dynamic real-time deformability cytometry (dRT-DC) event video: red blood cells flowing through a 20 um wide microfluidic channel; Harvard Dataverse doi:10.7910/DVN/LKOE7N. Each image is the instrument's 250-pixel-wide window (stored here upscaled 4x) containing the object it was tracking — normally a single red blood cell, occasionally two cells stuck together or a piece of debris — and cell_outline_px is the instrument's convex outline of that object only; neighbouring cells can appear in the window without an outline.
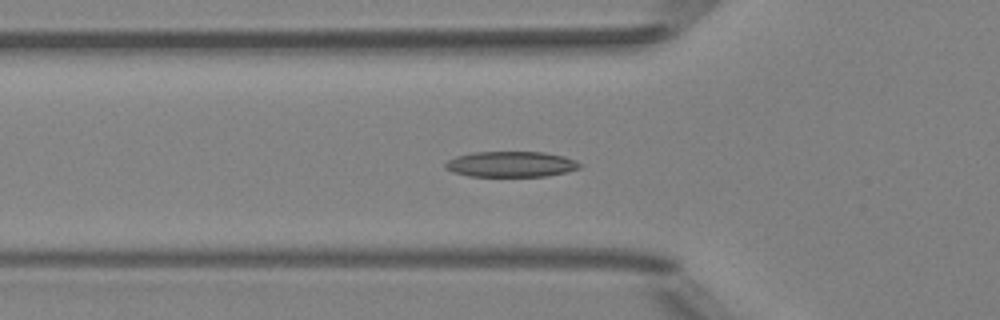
{"species": "Egyptian fruit bat (a non-hibernating species)", "species_latin": "Rousettus aegyptiacus", "temperature_condition": "room temperature", "stored_images_in_passage": 52, "camera_frame_rate_fps": 3000, "um_per_image_px": 0.085, "animal": {"sex": "female"}, "frame": {"image": 1, "passage_image": 18, "time_ms": 5.667, "image_size_px": [1000, 320], "cell_outline_px": [[584, 164], [580, 168], [568, 172], [544, 176], [468, 176], [452, 172], [444, 168], [444, 164], [448, 160], [456, 156], [472, 152], [544, 152], [564, 156], [576, 160]], "centroid_in_image_um": [43.45, 13.95], "position_along_channel_um": 82.4, "area_um2": 20.29}}
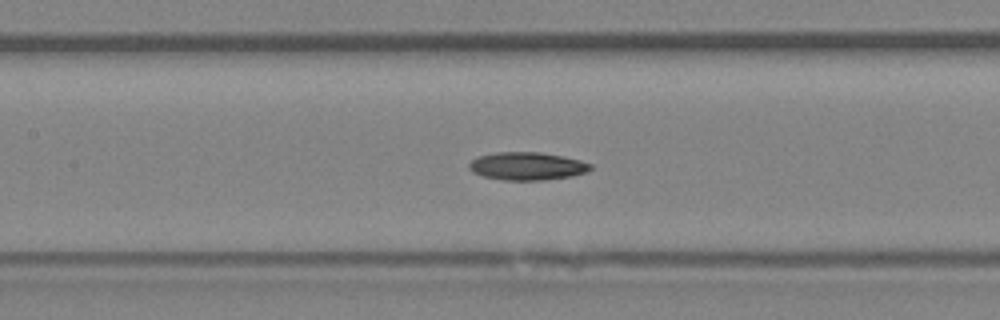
{"frame": {"image": 2, "passage_image": 24, "time_ms": 7.667, "image_size_px": [1000, 320], "cell_outline_px": [[592, 168], [584, 172], [572, 176], [544, 180], [504, 180], [484, 176], [472, 172], [468, 168], [468, 164], [472, 160], [480, 156], [496, 152], [540, 152], [564, 156], [580, 160], [592, 164]], "centroid_in_image_um": [44.8, 14.11], "position_along_channel_um": 162.6, "area_um2": 19.71}}
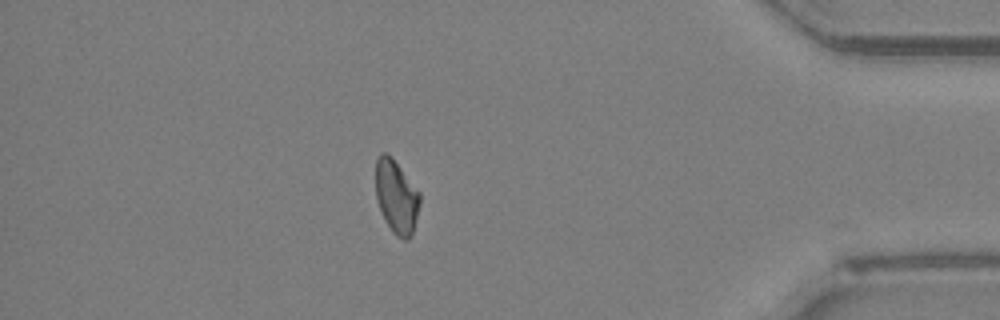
{"frame": {"image": 3, "passage_image": 45, "time_ms": 14.667, "image_size_px": [1000, 320], "cell_outline_px": [[420, 204], [412, 236], [408, 240], [404, 240], [396, 236], [392, 232], [380, 208], [376, 196], [376, 156], [380, 152], [388, 152], [392, 156], [420, 192]], "centroid_in_image_um": [33.7, 16.68], "position_along_channel_um": 401.5, "area_um2": 19.07}, "authors_computed_cell_mechanics": {"area_um2": 19.4497, "velocity_mm_per_s": 3.9989, "shape_relaxation_time_tau1_ms": 4.9864, "shape_relaxation_time_tau2_ms": null, "deformation_change_tau1": 0.1353, "deformation_change_tau2": null}}